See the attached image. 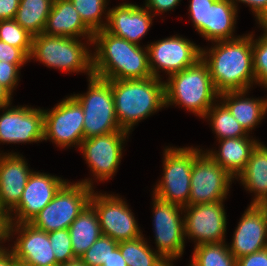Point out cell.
Returning a JSON list of instances; mask_svg holds the SVG:
<instances>
[{"label": "cell", "mask_w": 267, "mask_h": 266, "mask_svg": "<svg viewBox=\"0 0 267 266\" xmlns=\"http://www.w3.org/2000/svg\"><path fill=\"white\" fill-rule=\"evenodd\" d=\"M201 59L208 65L219 94L249 90L256 84L252 32L232 40L215 41L211 48H202Z\"/></svg>", "instance_id": "cell-1"}, {"label": "cell", "mask_w": 267, "mask_h": 266, "mask_svg": "<svg viewBox=\"0 0 267 266\" xmlns=\"http://www.w3.org/2000/svg\"><path fill=\"white\" fill-rule=\"evenodd\" d=\"M93 45L94 76L110 81L152 77L147 47L117 37L105 29L94 33Z\"/></svg>", "instance_id": "cell-2"}, {"label": "cell", "mask_w": 267, "mask_h": 266, "mask_svg": "<svg viewBox=\"0 0 267 266\" xmlns=\"http://www.w3.org/2000/svg\"><path fill=\"white\" fill-rule=\"evenodd\" d=\"M115 113L121 129L131 133L141 120L165 105L164 81L159 78L112 80Z\"/></svg>", "instance_id": "cell-3"}, {"label": "cell", "mask_w": 267, "mask_h": 266, "mask_svg": "<svg viewBox=\"0 0 267 266\" xmlns=\"http://www.w3.org/2000/svg\"><path fill=\"white\" fill-rule=\"evenodd\" d=\"M167 81V82H166ZM164 82L165 105L183 106L203 118L219 99L208 65L200 59L191 67L168 76Z\"/></svg>", "instance_id": "cell-4"}, {"label": "cell", "mask_w": 267, "mask_h": 266, "mask_svg": "<svg viewBox=\"0 0 267 266\" xmlns=\"http://www.w3.org/2000/svg\"><path fill=\"white\" fill-rule=\"evenodd\" d=\"M81 41L79 38L49 36L41 33L32 38L29 60L35 59L48 68L63 72L87 73L89 79L94 76L93 55L88 46L92 41H85L87 43Z\"/></svg>", "instance_id": "cell-5"}, {"label": "cell", "mask_w": 267, "mask_h": 266, "mask_svg": "<svg viewBox=\"0 0 267 266\" xmlns=\"http://www.w3.org/2000/svg\"><path fill=\"white\" fill-rule=\"evenodd\" d=\"M92 181V178L76 183L67 181L29 223L47 233L68 229L90 203V197L94 191Z\"/></svg>", "instance_id": "cell-6"}, {"label": "cell", "mask_w": 267, "mask_h": 266, "mask_svg": "<svg viewBox=\"0 0 267 266\" xmlns=\"http://www.w3.org/2000/svg\"><path fill=\"white\" fill-rule=\"evenodd\" d=\"M84 94L72 96L80 103L84 113V139L124 131L118 124L111 81L92 76Z\"/></svg>", "instance_id": "cell-7"}, {"label": "cell", "mask_w": 267, "mask_h": 266, "mask_svg": "<svg viewBox=\"0 0 267 266\" xmlns=\"http://www.w3.org/2000/svg\"><path fill=\"white\" fill-rule=\"evenodd\" d=\"M202 149L191 147H165L163 176L154 186L153 194L161 200L188 206L191 172L195 156Z\"/></svg>", "instance_id": "cell-8"}, {"label": "cell", "mask_w": 267, "mask_h": 266, "mask_svg": "<svg viewBox=\"0 0 267 266\" xmlns=\"http://www.w3.org/2000/svg\"><path fill=\"white\" fill-rule=\"evenodd\" d=\"M190 20L198 33L212 43L232 40L237 20V11L231 0H190Z\"/></svg>", "instance_id": "cell-9"}, {"label": "cell", "mask_w": 267, "mask_h": 266, "mask_svg": "<svg viewBox=\"0 0 267 266\" xmlns=\"http://www.w3.org/2000/svg\"><path fill=\"white\" fill-rule=\"evenodd\" d=\"M233 180V176L201 150L192 166L188 205L226 200Z\"/></svg>", "instance_id": "cell-10"}, {"label": "cell", "mask_w": 267, "mask_h": 266, "mask_svg": "<svg viewBox=\"0 0 267 266\" xmlns=\"http://www.w3.org/2000/svg\"><path fill=\"white\" fill-rule=\"evenodd\" d=\"M44 111V140L57 147H80L84 140V113L80 103L72 96Z\"/></svg>", "instance_id": "cell-11"}, {"label": "cell", "mask_w": 267, "mask_h": 266, "mask_svg": "<svg viewBox=\"0 0 267 266\" xmlns=\"http://www.w3.org/2000/svg\"><path fill=\"white\" fill-rule=\"evenodd\" d=\"M152 196L156 251L174 261L182 257L185 248L183 207Z\"/></svg>", "instance_id": "cell-12"}, {"label": "cell", "mask_w": 267, "mask_h": 266, "mask_svg": "<svg viewBox=\"0 0 267 266\" xmlns=\"http://www.w3.org/2000/svg\"><path fill=\"white\" fill-rule=\"evenodd\" d=\"M92 192L90 204L97 212L102 235L122 242L142 236L136 218L129 205L120 196Z\"/></svg>", "instance_id": "cell-13"}, {"label": "cell", "mask_w": 267, "mask_h": 266, "mask_svg": "<svg viewBox=\"0 0 267 266\" xmlns=\"http://www.w3.org/2000/svg\"><path fill=\"white\" fill-rule=\"evenodd\" d=\"M152 76L162 79L165 71L171 75L196 64L202 57V47L187 38L174 35L146 45Z\"/></svg>", "instance_id": "cell-14"}, {"label": "cell", "mask_w": 267, "mask_h": 266, "mask_svg": "<svg viewBox=\"0 0 267 266\" xmlns=\"http://www.w3.org/2000/svg\"><path fill=\"white\" fill-rule=\"evenodd\" d=\"M224 201L183 207L184 237L194 240L195 246L203 243L225 242L227 217Z\"/></svg>", "instance_id": "cell-15"}, {"label": "cell", "mask_w": 267, "mask_h": 266, "mask_svg": "<svg viewBox=\"0 0 267 266\" xmlns=\"http://www.w3.org/2000/svg\"><path fill=\"white\" fill-rule=\"evenodd\" d=\"M129 134L127 131H115L82 141L79 149L96 180L104 182L115 175Z\"/></svg>", "instance_id": "cell-16"}, {"label": "cell", "mask_w": 267, "mask_h": 266, "mask_svg": "<svg viewBox=\"0 0 267 266\" xmlns=\"http://www.w3.org/2000/svg\"><path fill=\"white\" fill-rule=\"evenodd\" d=\"M0 143L19 144L44 140V111L41 108L12 106L1 108Z\"/></svg>", "instance_id": "cell-17"}, {"label": "cell", "mask_w": 267, "mask_h": 266, "mask_svg": "<svg viewBox=\"0 0 267 266\" xmlns=\"http://www.w3.org/2000/svg\"><path fill=\"white\" fill-rule=\"evenodd\" d=\"M17 235L10 247L18 262L27 266H58L48 233L30 223H9L8 241Z\"/></svg>", "instance_id": "cell-18"}, {"label": "cell", "mask_w": 267, "mask_h": 266, "mask_svg": "<svg viewBox=\"0 0 267 266\" xmlns=\"http://www.w3.org/2000/svg\"><path fill=\"white\" fill-rule=\"evenodd\" d=\"M66 182L59 176L33 171L19 204L8 214L9 223H29Z\"/></svg>", "instance_id": "cell-19"}, {"label": "cell", "mask_w": 267, "mask_h": 266, "mask_svg": "<svg viewBox=\"0 0 267 266\" xmlns=\"http://www.w3.org/2000/svg\"><path fill=\"white\" fill-rule=\"evenodd\" d=\"M229 251L236 258L267 247V213L262 205H249L235 228Z\"/></svg>", "instance_id": "cell-20"}, {"label": "cell", "mask_w": 267, "mask_h": 266, "mask_svg": "<svg viewBox=\"0 0 267 266\" xmlns=\"http://www.w3.org/2000/svg\"><path fill=\"white\" fill-rule=\"evenodd\" d=\"M32 172L23 155L0 153V209L7 215L19 204Z\"/></svg>", "instance_id": "cell-21"}, {"label": "cell", "mask_w": 267, "mask_h": 266, "mask_svg": "<svg viewBox=\"0 0 267 266\" xmlns=\"http://www.w3.org/2000/svg\"><path fill=\"white\" fill-rule=\"evenodd\" d=\"M107 32L140 45L149 31L154 15L144 6L122 3L108 9Z\"/></svg>", "instance_id": "cell-22"}, {"label": "cell", "mask_w": 267, "mask_h": 266, "mask_svg": "<svg viewBox=\"0 0 267 266\" xmlns=\"http://www.w3.org/2000/svg\"><path fill=\"white\" fill-rule=\"evenodd\" d=\"M43 33L79 39L83 37L87 41H92L94 35L81 20L70 0H54Z\"/></svg>", "instance_id": "cell-23"}, {"label": "cell", "mask_w": 267, "mask_h": 266, "mask_svg": "<svg viewBox=\"0 0 267 266\" xmlns=\"http://www.w3.org/2000/svg\"><path fill=\"white\" fill-rule=\"evenodd\" d=\"M251 137V138H250ZM253 136L228 138L218 140L219 149L207 150L209 154L223 169L236 178L245 168L252 151L260 143Z\"/></svg>", "instance_id": "cell-24"}, {"label": "cell", "mask_w": 267, "mask_h": 266, "mask_svg": "<svg viewBox=\"0 0 267 266\" xmlns=\"http://www.w3.org/2000/svg\"><path fill=\"white\" fill-rule=\"evenodd\" d=\"M248 90L224 92L219 94L220 101L228 108L244 130L250 134L261 123L267 113L266 98H247ZM246 96V97H245Z\"/></svg>", "instance_id": "cell-25"}, {"label": "cell", "mask_w": 267, "mask_h": 266, "mask_svg": "<svg viewBox=\"0 0 267 266\" xmlns=\"http://www.w3.org/2000/svg\"><path fill=\"white\" fill-rule=\"evenodd\" d=\"M245 190L254 193L251 205H262L267 201V146L260 142L252 151L245 168L235 178Z\"/></svg>", "instance_id": "cell-26"}, {"label": "cell", "mask_w": 267, "mask_h": 266, "mask_svg": "<svg viewBox=\"0 0 267 266\" xmlns=\"http://www.w3.org/2000/svg\"><path fill=\"white\" fill-rule=\"evenodd\" d=\"M74 255L80 258L102 235L99 218L89 203L68 228Z\"/></svg>", "instance_id": "cell-27"}, {"label": "cell", "mask_w": 267, "mask_h": 266, "mask_svg": "<svg viewBox=\"0 0 267 266\" xmlns=\"http://www.w3.org/2000/svg\"><path fill=\"white\" fill-rule=\"evenodd\" d=\"M54 0H20L14 20L33 37L43 33Z\"/></svg>", "instance_id": "cell-28"}, {"label": "cell", "mask_w": 267, "mask_h": 266, "mask_svg": "<svg viewBox=\"0 0 267 266\" xmlns=\"http://www.w3.org/2000/svg\"><path fill=\"white\" fill-rule=\"evenodd\" d=\"M203 118H208V121L211 122V129L218 140L249 136L220 99L214 103Z\"/></svg>", "instance_id": "cell-29"}, {"label": "cell", "mask_w": 267, "mask_h": 266, "mask_svg": "<svg viewBox=\"0 0 267 266\" xmlns=\"http://www.w3.org/2000/svg\"><path fill=\"white\" fill-rule=\"evenodd\" d=\"M144 235L118 242V247L127 266H157L164 258L150 248Z\"/></svg>", "instance_id": "cell-30"}, {"label": "cell", "mask_w": 267, "mask_h": 266, "mask_svg": "<svg viewBox=\"0 0 267 266\" xmlns=\"http://www.w3.org/2000/svg\"><path fill=\"white\" fill-rule=\"evenodd\" d=\"M228 246L226 242L196 245L190 263L194 266H236V258Z\"/></svg>", "instance_id": "cell-31"}, {"label": "cell", "mask_w": 267, "mask_h": 266, "mask_svg": "<svg viewBox=\"0 0 267 266\" xmlns=\"http://www.w3.org/2000/svg\"><path fill=\"white\" fill-rule=\"evenodd\" d=\"M81 20L93 32L103 30L107 24V0H70ZM107 11V12H106ZM105 14V15H103ZM102 16L106 19L103 21Z\"/></svg>", "instance_id": "cell-32"}, {"label": "cell", "mask_w": 267, "mask_h": 266, "mask_svg": "<svg viewBox=\"0 0 267 266\" xmlns=\"http://www.w3.org/2000/svg\"><path fill=\"white\" fill-rule=\"evenodd\" d=\"M32 38L14 19L0 20V40L20 48L28 57L32 50Z\"/></svg>", "instance_id": "cell-33"}, {"label": "cell", "mask_w": 267, "mask_h": 266, "mask_svg": "<svg viewBox=\"0 0 267 266\" xmlns=\"http://www.w3.org/2000/svg\"><path fill=\"white\" fill-rule=\"evenodd\" d=\"M117 247V241L109 236L101 235L79 259L87 266H102L109 258L111 251Z\"/></svg>", "instance_id": "cell-34"}, {"label": "cell", "mask_w": 267, "mask_h": 266, "mask_svg": "<svg viewBox=\"0 0 267 266\" xmlns=\"http://www.w3.org/2000/svg\"><path fill=\"white\" fill-rule=\"evenodd\" d=\"M252 33L253 70L256 84L267 88V37L254 39Z\"/></svg>", "instance_id": "cell-35"}, {"label": "cell", "mask_w": 267, "mask_h": 266, "mask_svg": "<svg viewBox=\"0 0 267 266\" xmlns=\"http://www.w3.org/2000/svg\"><path fill=\"white\" fill-rule=\"evenodd\" d=\"M48 236L55 259L59 264L77 259L72 249L71 237L68 229L50 232Z\"/></svg>", "instance_id": "cell-36"}, {"label": "cell", "mask_w": 267, "mask_h": 266, "mask_svg": "<svg viewBox=\"0 0 267 266\" xmlns=\"http://www.w3.org/2000/svg\"><path fill=\"white\" fill-rule=\"evenodd\" d=\"M24 64H11L0 61V85L6 88L11 94L18 85L20 69Z\"/></svg>", "instance_id": "cell-37"}, {"label": "cell", "mask_w": 267, "mask_h": 266, "mask_svg": "<svg viewBox=\"0 0 267 266\" xmlns=\"http://www.w3.org/2000/svg\"><path fill=\"white\" fill-rule=\"evenodd\" d=\"M0 61L11 64H26L29 57L20 49L0 40Z\"/></svg>", "instance_id": "cell-38"}, {"label": "cell", "mask_w": 267, "mask_h": 266, "mask_svg": "<svg viewBox=\"0 0 267 266\" xmlns=\"http://www.w3.org/2000/svg\"><path fill=\"white\" fill-rule=\"evenodd\" d=\"M181 0H145L143 4L154 16L173 10Z\"/></svg>", "instance_id": "cell-39"}, {"label": "cell", "mask_w": 267, "mask_h": 266, "mask_svg": "<svg viewBox=\"0 0 267 266\" xmlns=\"http://www.w3.org/2000/svg\"><path fill=\"white\" fill-rule=\"evenodd\" d=\"M236 266H267V247L236 259Z\"/></svg>", "instance_id": "cell-40"}, {"label": "cell", "mask_w": 267, "mask_h": 266, "mask_svg": "<svg viewBox=\"0 0 267 266\" xmlns=\"http://www.w3.org/2000/svg\"><path fill=\"white\" fill-rule=\"evenodd\" d=\"M20 0H0V20L15 18Z\"/></svg>", "instance_id": "cell-41"}, {"label": "cell", "mask_w": 267, "mask_h": 266, "mask_svg": "<svg viewBox=\"0 0 267 266\" xmlns=\"http://www.w3.org/2000/svg\"><path fill=\"white\" fill-rule=\"evenodd\" d=\"M238 9V2L244 3L250 7L256 20L267 10V0H231Z\"/></svg>", "instance_id": "cell-42"}, {"label": "cell", "mask_w": 267, "mask_h": 266, "mask_svg": "<svg viewBox=\"0 0 267 266\" xmlns=\"http://www.w3.org/2000/svg\"><path fill=\"white\" fill-rule=\"evenodd\" d=\"M102 266H127L124 258L121 255L120 248L117 247L111 254L107 261Z\"/></svg>", "instance_id": "cell-43"}, {"label": "cell", "mask_w": 267, "mask_h": 266, "mask_svg": "<svg viewBox=\"0 0 267 266\" xmlns=\"http://www.w3.org/2000/svg\"><path fill=\"white\" fill-rule=\"evenodd\" d=\"M14 253L9 248L0 252V266H14L17 263Z\"/></svg>", "instance_id": "cell-44"}, {"label": "cell", "mask_w": 267, "mask_h": 266, "mask_svg": "<svg viewBox=\"0 0 267 266\" xmlns=\"http://www.w3.org/2000/svg\"><path fill=\"white\" fill-rule=\"evenodd\" d=\"M8 226H9V219L7 214H0V247L3 242L5 243L8 240Z\"/></svg>", "instance_id": "cell-45"}, {"label": "cell", "mask_w": 267, "mask_h": 266, "mask_svg": "<svg viewBox=\"0 0 267 266\" xmlns=\"http://www.w3.org/2000/svg\"><path fill=\"white\" fill-rule=\"evenodd\" d=\"M12 95L6 88L0 85V110L2 107L8 106L11 103Z\"/></svg>", "instance_id": "cell-46"}, {"label": "cell", "mask_w": 267, "mask_h": 266, "mask_svg": "<svg viewBox=\"0 0 267 266\" xmlns=\"http://www.w3.org/2000/svg\"><path fill=\"white\" fill-rule=\"evenodd\" d=\"M259 24V27H261L263 34L267 37V10L257 19V22Z\"/></svg>", "instance_id": "cell-47"}, {"label": "cell", "mask_w": 267, "mask_h": 266, "mask_svg": "<svg viewBox=\"0 0 267 266\" xmlns=\"http://www.w3.org/2000/svg\"><path fill=\"white\" fill-rule=\"evenodd\" d=\"M58 266H87L80 259H76L67 263L59 264Z\"/></svg>", "instance_id": "cell-48"}, {"label": "cell", "mask_w": 267, "mask_h": 266, "mask_svg": "<svg viewBox=\"0 0 267 266\" xmlns=\"http://www.w3.org/2000/svg\"><path fill=\"white\" fill-rule=\"evenodd\" d=\"M173 261L168 259H163L157 266H173Z\"/></svg>", "instance_id": "cell-49"}, {"label": "cell", "mask_w": 267, "mask_h": 266, "mask_svg": "<svg viewBox=\"0 0 267 266\" xmlns=\"http://www.w3.org/2000/svg\"><path fill=\"white\" fill-rule=\"evenodd\" d=\"M262 207L265 209V211L267 213V201L262 204Z\"/></svg>", "instance_id": "cell-50"}, {"label": "cell", "mask_w": 267, "mask_h": 266, "mask_svg": "<svg viewBox=\"0 0 267 266\" xmlns=\"http://www.w3.org/2000/svg\"><path fill=\"white\" fill-rule=\"evenodd\" d=\"M14 266H27V265L22 264V263H20V262H17Z\"/></svg>", "instance_id": "cell-51"}, {"label": "cell", "mask_w": 267, "mask_h": 266, "mask_svg": "<svg viewBox=\"0 0 267 266\" xmlns=\"http://www.w3.org/2000/svg\"><path fill=\"white\" fill-rule=\"evenodd\" d=\"M0 214H6L5 212H3L1 209H0Z\"/></svg>", "instance_id": "cell-52"}, {"label": "cell", "mask_w": 267, "mask_h": 266, "mask_svg": "<svg viewBox=\"0 0 267 266\" xmlns=\"http://www.w3.org/2000/svg\"><path fill=\"white\" fill-rule=\"evenodd\" d=\"M4 248H6V247H0V252H1Z\"/></svg>", "instance_id": "cell-53"}]
</instances>
